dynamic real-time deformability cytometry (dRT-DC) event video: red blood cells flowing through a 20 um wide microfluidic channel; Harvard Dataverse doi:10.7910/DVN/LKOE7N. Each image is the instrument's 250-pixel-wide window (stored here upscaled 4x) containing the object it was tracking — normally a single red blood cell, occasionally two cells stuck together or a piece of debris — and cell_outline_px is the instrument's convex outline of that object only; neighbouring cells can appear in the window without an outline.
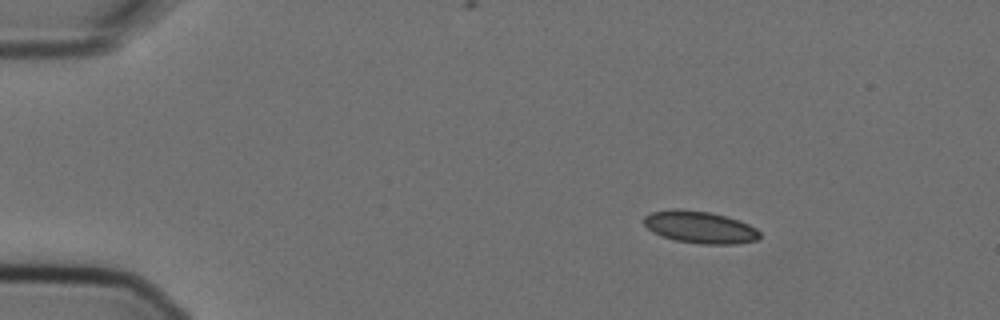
{"species": "Egyptian fruit bat (a non-hibernating species)", "species_latin": "Rousettus aegyptiacus", "temperature_condition": "cold", "stored_images_in_passage": 6, "camera_frame_rate_fps": 3000, "um_per_image_px": 0.085, "animal": {"sex": "female"}, "frame": {"image": 1, "passage_image": 1, "time_ms": 0.0, "image_size_px": [1000, 320], "cell_outline_px": [[760, 236], [756, 240], [736, 244], [700, 244], [676, 240], [660, 236], [652, 232], [644, 224], [644, 216], [652, 212], [672, 208], [680, 208], [712, 212], [748, 224], [756, 228], [760, 232]], "centroid_in_image_um": [59.46, 19.3], "position_along_channel_um": 25.5, "area_um2": 21.79}}
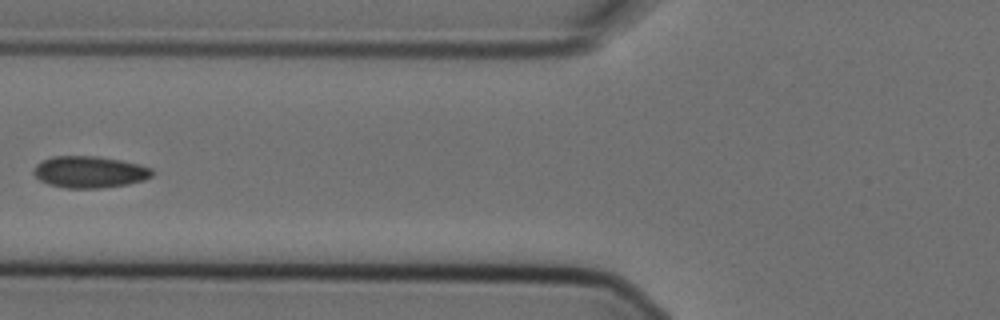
{"frame": {"image": 2, "passage_image": 5, "time_ms": 1.333, "image_size_px": [1000, 320], "cell_outline_px": [[152, 176], [144, 180], [128, 184], [100, 188], [64, 188], [48, 184], [40, 180], [32, 172], [36, 164], [52, 156], [96, 156], [120, 160], [140, 164], [152, 168]], "centroid_in_image_um": [7.61, 14.62], "position_along_channel_um": 118.2, "area_um2": 21.91}}
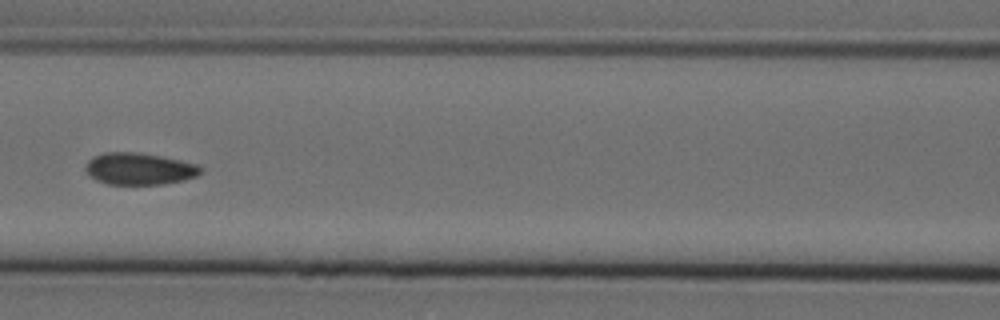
{"frame": {"image": 3, "passage_image": 6, "time_ms": 1.667, "image_size_px": [1000, 320], "cell_outline_px": [[204, 168], [196, 176], [184, 180], [164, 184], [108, 184], [96, 180], [88, 176], [84, 168], [84, 164], [92, 156], [104, 152], [136, 152], [160, 156], [180, 160], [196, 164]], "centroid_in_image_um": [11.78, 14.34], "position_along_channel_um": 154.8, "area_um2": 21.56}}